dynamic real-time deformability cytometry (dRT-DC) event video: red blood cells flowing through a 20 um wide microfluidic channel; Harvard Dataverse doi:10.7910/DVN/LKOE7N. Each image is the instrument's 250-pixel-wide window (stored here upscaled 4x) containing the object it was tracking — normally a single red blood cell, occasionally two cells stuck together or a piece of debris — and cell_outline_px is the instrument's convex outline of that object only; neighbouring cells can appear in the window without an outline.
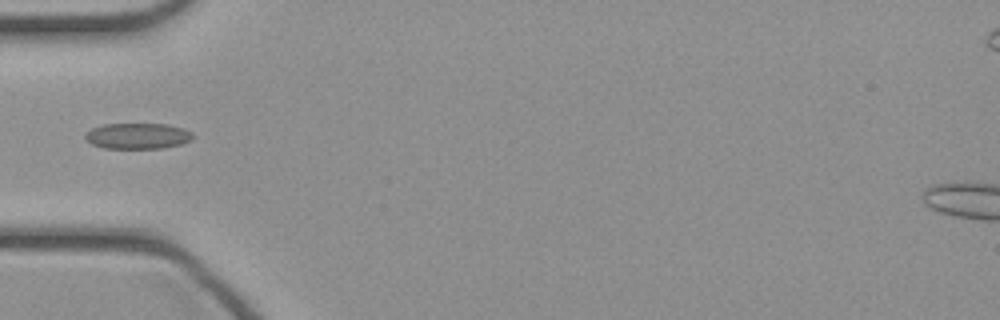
{"species": "common noctule bat (a hibernating species)", "species_latin": "Nyctalus noctula", "temperature_condition": "cold", "stored_images_in_passage": 32, "camera_frame_rate_fps": 3000, "um_per_image_px": 0.085, "animal": {"sex": "female", "body_mass_g": 21.9}, "frame": {"image": 1, "passage_image": 1, "time_ms": 0.0, "image_size_px": [1000, 320], "cell_outline_px": [[192, 140], [180, 144], [164, 148], [104, 148], [92, 144], [84, 140], [84, 136], [92, 128], [104, 124], [168, 124], [184, 128], [192, 132]], "centroid_in_image_um": [11.7, 11.55], "position_along_channel_um": 73.3, "area_um2": 16.24}}
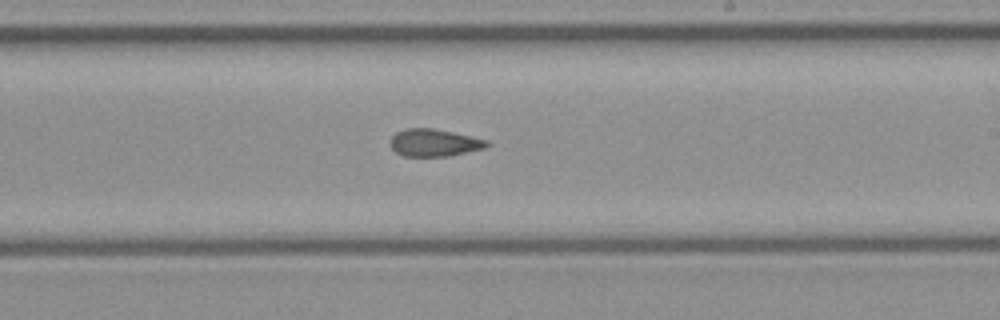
{"frame": {"image": 2, "passage_image": 13, "time_ms": 4.0, "image_size_px": [1000, 320], "cell_outline_px": [[492, 144], [484, 148], [448, 156], [404, 156], [396, 152], [388, 144], [392, 136], [396, 132], [404, 128], [432, 128], [472, 136], [488, 140]], "centroid_in_image_um": [36.89, 12.12], "position_along_channel_um": 252.1, "area_um2": 15.49}}
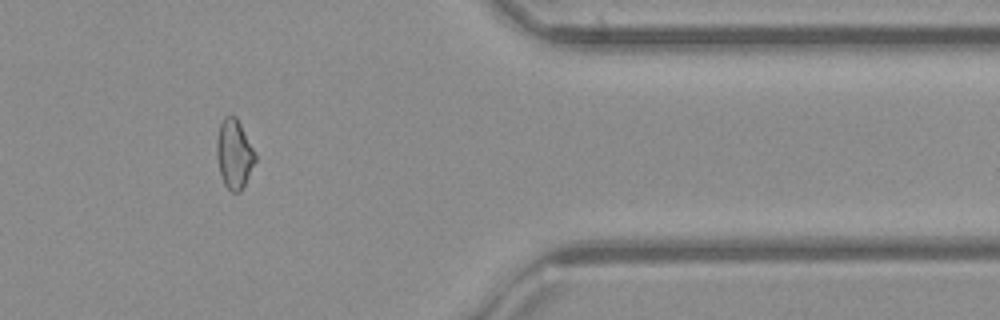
{"frame": {"image": 3, "passage_image": 24, "time_ms": 7.667, "image_size_px": [1000, 320], "cell_outline_px": [[256, 160], [240, 192], [232, 192], [224, 184], [220, 172], [216, 156], [216, 140], [220, 124], [224, 116], [236, 116], [256, 152]], "centroid_in_image_um": [19.9, 13.06], "position_along_channel_um": 391.5, "area_um2": 15.49}}